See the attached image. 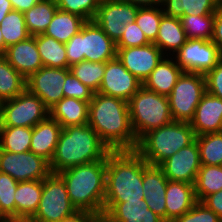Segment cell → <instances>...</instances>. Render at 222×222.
<instances>
[{"label":"cell","instance_id":"6da1fadb","mask_svg":"<svg viewBox=\"0 0 222 222\" xmlns=\"http://www.w3.org/2000/svg\"><path fill=\"white\" fill-rule=\"evenodd\" d=\"M88 124L110 151L136 150L138 140L131 127L127 101L94 93L89 102Z\"/></svg>","mask_w":222,"mask_h":222},{"label":"cell","instance_id":"7a4b0ae2","mask_svg":"<svg viewBox=\"0 0 222 222\" xmlns=\"http://www.w3.org/2000/svg\"><path fill=\"white\" fill-rule=\"evenodd\" d=\"M110 149L102 142L97 132L89 125H74L63 128L49 163L51 173L107 159Z\"/></svg>","mask_w":222,"mask_h":222},{"label":"cell","instance_id":"3957f363","mask_svg":"<svg viewBox=\"0 0 222 222\" xmlns=\"http://www.w3.org/2000/svg\"><path fill=\"white\" fill-rule=\"evenodd\" d=\"M143 160L136 150L110 151L107 154L104 203L144 199Z\"/></svg>","mask_w":222,"mask_h":222},{"label":"cell","instance_id":"277c9868","mask_svg":"<svg viewBox=\"0 0 222 222\" xmlns=\"http://www.w3.org/2000/svg\"><path fill=\"white\" fill-rule=\"evenodd\" d=\"M77 210L103 214L106 190V159L81 164L58 173Z\"/></svg>","mask_w":222,"mask_h":222},{"label":"cell","instance_id":"5b68a950","mask_svg":"<svg viewBox=\"0 0 222 222\" xmlns=\"http://www.w3.org/2000/svg\"><path fill=\"white\" fill-rule=\"evenodd\" d=\"M195 139L190 122L172 121L144 134L138 140L136 151L149 165L159 166L178 150L192 144Z\"/></svg>","mask_w":222,"mask_h":222},{"label":"cell","instance_id":"8992f818","mask_svg":"<svg viewBox=\"0 0 222 222\" xmlns=\"http://www.w3.org/2000/svg\"><path fill=\"white\" fill-rule=\"evenodd\" d=\"M68 68L81 61L107 62L117 57L116 43L93 20L65 43Z\"/></svg>","mask_w":222,"mask_h":222},{"label":"cell","instance_id":"52a82bcc","mask_svg":"<svg viewBox=\"0 0 222 222\" xmlns=\"http://www.w3.org/2000/svg\"><path fill=\"white\" fill-rule=\"evenodd\" d=\"M130 122L137 140L148 131L173 121L168 98L143 86L128 101Z\"/></svg>","mask_w":222,"mask_h":222},{"label":"cell","instance_id":"ba28073f","mask_svg":"<svg viewBox=\"0 0 222 222\" xmlns=\"http://www.w3.org/2000/svg\"><path fill=\"white\" fill-rule=\"evenodd\" d=\"M205 92L204 74L183 72L167 96L173 121L190 122Z\"/></svg>","mask_w":222,"mask_h":222},{"label":"cell","instance_id":"9c48e42d","mask_svg":"<svg viewBox=\"0 0 222 222\" xmlns=\"http://www.w3.org/2000/svg\"><path fill=\"white\" fill-rule=\"evenodd\" d=\"M78 211L71 203L63 178L50 173L43 179L37 212L28 222H57Z\"/></svg>","mask_w":222,"mask_h":222},{"label":"cell","instance_id":"30bf717a","mask_svg":"<svg viewBox=\"0 0 222 222\" xmlns=\"http://www.w3.org/2000/svg\"><path fill=\"white\" fill-rule=\"evenodd\" d=\"M49 116L43 101L27 90L13 99L0 102V126L31 127Z\"/></svg>","mask_w":222,"mask_h":222},{"label":"cell","instance_id":"8fae6325","mask_svg":"<svg viewBox=\"0 0 222 222\" xmlns=\"http://www.w3.org/2000/svg\"><path fill=\"white\" fill-rule=\"evenodd\" d=\"M172 56L183 72L206 74L222 58V53L212 40L188 39Z\"/></svg>","mask_w":222,"mask_h":222},{"label":"cell","instance_id":"7c38bea8","mask_svg":"<svg viewBox=\"0 0 222 222\" xmlns=\"http://www.w3.org/2000/svg\"><path fill=\"white\" fill-rule=\"evenodd\" d=\"M0 172L20 182L43 180L51 170L47 160L31 151L13 153L0 149Z\"/></svg>","mask_w":222,"mask_h":222},{"label":"cell","instance_id":"4fadbf2b","mask_svg":"<svg viewBox=\"0 0 222 222\" xmlns=\"http://www.w3.org/2000/svg\"><path fill=\"white\" fill-rule=\"evenodd\" d=\"M70 68L43 66L26 79V90L38 96L50 109L64 97L63 85Z\"/></svg>","mask_w":222,"mask_h":222},{"label":"cell","instance_id":"5bb4252c","mask_svg":"<svg viewBox=\"0 0 222 222\" xmlns=\"http://www.w3.org/2000/svg\"><path fill=\"white\" fill-rule=\"evenodd\" d=\"M139 7L123 0L101 2L93 21L117 43L127 23L135 22Z\"/></svg>","mask_w":222,"mask_h":222},{"label":"cell","instance_id":"9a60e30c","mask_svg":"<svg viewBox=\"0 0 222 222\" xmlns=\"http://www.w3.org/2000/svg\"><path fill=\"white\" fill-rule=\"evenodd\" d=\"M142 87V82L131 74L115 57L106 62L104 77L97 93L129 101Z\"/></svg>","mask_w":222,"mask_h":222},{"label":"cell","instance_id":"2e32d148","mask_svg":"<svg viewBox=\"0 0 222 222\" xmlns=\"http://www.w3.org/2000/svg\"><path fill=\"white\" fill-rule=\"evenodd\" d=\"M201 166L200 152L196 140L189 146L178 150L159 165L168 180L189 184L195 183Z\"/></svg>","mask_w":222,"mask_h":222},{"label":"cell","instance_id":"e0dca14e","mask_svg":"<svg viewBox=\"0 0 222 222\" xmlns=\"http://www.w3.org/2000/svg\"><path fill=\"white\" fill-rule=\"evenodd\" d=\"M164 57L165 55L154 43L117 48V58L142 83L150 76L153 69Z\"/></svg>","mask_w":222,"mask_h":222},{"label":"cell","instance_id":"ac0fdd59","mask_svg":"<svg viewBox=\"0 0 222 222\" xmlns=\"http://www.w3.org/2000/svg\"><path fill=\"white\" fill-rule=\"evenodd\" d=\"M168 179L159 166L143 160V195L148 207L166 222V187Z\"/></svg>","mask_w":222,"mask_h":222},{"label":"cell","instance_id":"d6986e66","mask_svg":"<svg viewBox=\"0 0 222 222\" xmlns=\"http://www.w3.org/2000/svg\"><path fill=\"white\" fill-rule=\"evenodd\" d=\"M190 125L196 136L222 132V99L205 92Z\"/></svg>","mask_w":222,"mask_h":222},{"label":"cell","instance_id":"ffe728a7","mask_svg":"<svg viewBox=\"0 0 222 222\" xmlns=\"http://www.w3.org/2000/svg\"><path fill=\"white\" fill-rule=\"evenodd\" d=\"M3 55L25 79L43 67L35 36L8 46Z\"/></svg>","mask_w":222,"mask_h":222},{"label":"cell","instance_id":"44dd1931","mask_svg":"<svg viewBox=\"0 0 222 222\" xmlns=\"http://www.w3.org/2000/svg\"><path fill=\"white\" fill-rule=\"evenodd\" d=\"M103 214L112 222H165L149 209L144 199L104 203Z\"/></svg>","mask_w":222,"mask_h":222},{"label":"cell","instance_id":"7402d4cb","mask_svg":"<svg viewBox=\"0 0 222 222\" xmlns=\"http://www.w3.org/2000/svg\"><path fill=\"white\" fill-rule=\"evenodd\" d=\"M165 198L166 222H173L198 202L194 184L179 181L168 180Z\"/></svg>","mask_w":222,"mask_h":222},{"label":"cell","instance_id":"603a6c76","mask_svg":"<svg viewBox=\"0 0 222 222\" xmlns=\"http://www.w3.org/2000/svg\"><path fill=\"white\" fill-rule=\"evenodd\" d=\"M61 125L50 116L32 128L30 151L51 162L62 131Z\"/></svg>","mask_w":222,"mask_h":222},{"label":"cell","instance_id":"cb8c5ba5","mask_svg":"<svg viewBox=\"0 0 222 222\" xmlns=\"http://www.w3.org/2000/svg\"><path fill=\"white\" fill-rule=\"evenodd\" d=\"M182 73L183 70L173 56H165L144 80L142 86L147 90L168 96Z\"/></svg>","mask_w":222,"mask_h":222},{"label":"cell","instance_id":"d4e9b609","mask_svg":"<svg viewBox=\"0 0 222 222\" xmlns=\"http://www.w3.org/2000/svg\"><path fill=\"white\" fill-rule=\"evenodd\" d=\"M43 190V180L18 182L15 192V220L29 221L37 212Z\"/></svg>","mask_w":222,"mask_h":222},{"label":"cell","instance_id":"484cf974","mask_svg":"<svg viewBox=\"0 0 222 222\" xmlns=\"http://www.w3.org/2000/svg\"><path fill=\"white\" fill-rule=\"evenodd\" d=\"M89 102L63 97L49 109V116L56 120L62 128L88 124Z\"/></svg>","mask_w":222,"mask_h":222},{"label":"cell","instance_id":"4316f807","mask_svg":"<svg viewBox=\"0 0 222 222\" xmlns=\"http://www.w3.org/2000/svg\"><path fill=\"white\" fill-rule=\"evenodd\" d=\"M187 40L185 30L179 18L166 15L161 18L154 44L165 56L175 54Z\"/></svg>","mask_w":222,"mask_h":222},{"label":"cell","instance_id":"83f0119b","mask_svg":"<svg viewBox=\"0 0 222 222\" xmlns=\"http://www.w3.org/2000/svg\"><path fill=\"white\" fill-rule=\"evenodd\" d=\"M220 0H162L164 15L182 18L183 15L215 14L221 5Z\"/></svg>","mask_w":222,"mask_h":222},{"label":"cell","instance_id":"f1b7e54d","mask_svg":"<svg viewBox=\"0 0 222 222\" xmlns=\"http://www.w3.org/2000/svg\"><path fill=\"white\" fill-rule=\"evenodd\" d=\"M86 22L78 15L57 9L44 35L65 44L81 30Z\"/></svg>","mask_w":222,"mask_h":222},{"label":"cell","instance_id":"f546056e","mask_svg":"<svg viewBox=\"0 0 222 222\" xmlns=\"http://www.w3.org/2000/svg\"><path fill=\"white\" fill-rule=\"evenodd\" d=\"M57 9L56 0H40L26 11L25 25L30 35L44 34Z\"/></svg>","mask_w":222,"mask_h":222},{"label":"cell","instance_id":"4dcf8cb0","mask_svg":"<svg viewBox=\"0 0 222 222\" xmlns=\"http://www.w3.org/2000/svg\"><path fill=\"white\" fill-rule=\"evenodd\" d=\"M43 66L68 68L65 44L44 34L35 35Z\"/></svg>","mask_w":222,"mask_h":222},{"label":"cell","instance_id":"1f68e13d","mask_svg":"<svg viewBox=\"0 0 222 222\" xmlns=\"http://www.w3.org/2000/svg\"><path fill=\"white\" fill-rule=\"evenodd\" d=\"M26 90V79L0 54V102L13 99Z\"/></svg>","mask_w":222,"mask_h":222},{"label":"cell","instance_id":"d6a6232c","mask_svg":"<svg viewBox=\"0 0 222 222\" xmlns=\"http://www.w3.org/2000/svg\"><path fill=\"white\" fill-rule=\"evenodd\" d=\"M31 127L0 126V149L24 153L30 151Z\"/></svg>","mask_w":222,"mask_h":222},{"label":"cell","instance_id":"836d02e7","mask_svg":"<svg viewBox=\"0 0 222 222\" xmlns=\"http://www.w3.org/2000/svg\"><path fill=\"white\" fill-rule=\"evenodd\" d=\"M195 196L201 202L206 196L222 190V166L202 165L194 183Z\"/></svg>","mask_w":222,"mask_h":222},{"label":"cell","instance_id":"e575fe53","mask_svg":"<svg viewBox=\"0 0 222 222\" xmlns=\"http://www.w3.org/2000/svg\"><path fill=\"white\" fill-rule=\"evenodd\" d=\"M0 30L4 38V52L10 45L28 39L31 35L25 25L24 13L10 11L0 23Z\"/></svg>","mask_w":222,"mask_h":222},{"label":"cell","instance_id":"d590c367","mask_svg":"<svg viewBox=\"0 0 222 222\" xmlns=\"http://www.w3.org/2000/svg\"><path fill=\"white\" fill-rule=\"evenodd\" d=\"M180 20L187 39L212 40L215 14L183 15Z\"/></svg>","mask_w":222,"mask_h":222},{"label":"cell","instance_id":"8d00e7d4","mask_svg":"<svg viewBox=\"0 0 222 222\" xmlns=\"http://www.w3.org/2000/svg\"><path fill=\"white\" fill-rule=\"evenodd\" d=\"M106 62L81 61L70 67L74 74L85 86L97 93L104 77Z\"/></svg>","mask_w":222,"mask_h":222},{"label":"cell","instance_id":"74e56055","mask_svg":"<svg viewBox=\"0 0 222 222\" xmlns=\"http://www.w3.org/2000/svg\"><path fill=\"white\" fill-rule=\"evenodd\" d=\"M202 165H222V132L196 136Z\"/></svg>","mask_w":222,"mask_h":222},{"label":"cell","instance_id":"f35d334b","mask_svg":"<svg viewBox=\"0 0 222 222\" xmlns=\"http://www.w3.org/2000/svg\"><path fill=\"white\" fill-rule=\"evenodd\" d=\"M18 181L0 172V222L15 220V192Z\"/></svg>","mask_w":222,"mask_h":222},{"label":"cell","instance_id":"ab89813d","mask_svg":"<svg viewBox=\"0 0 222 222\" xmlns=\"http://www.w3.org/2000/svg\"><path fill=\"white\" fill-rule=\"evenodd\" d=\"M163 16L161 6L139 8L137 11L135 22L150 43H154L157 38L160 21Z\"/></svg>","mask_w":222,"mask_h":222},{"label":"cell","instance_id":"60d3db41","mask_svg":"<svg viewBox=\"0 0 222 222\" xmlns=\"http://www.w3.org/2000/svg\"><path fill=\"white\" fill-rule=\"evenodd\" d=\"M59 10L69 12L92 21L100 5L98 0H56Z\"/></svg>","mask_w":222,"mask_h":222},{"label":"cell","instance_id":"b9f144b4","mask_svg":"<svg viewBox=\"0 0 222 222\" xmlns=\"http://www.w3.org/2000/svg\"><path fill=\"white\" fill-rule=\"evenodd\" d=\"M64 97H73L82 101L90 102L94 92L85 86L73 73L66 75L63 85Z\"/></svg>","mask_w":222,"mask_h":222},{"label":"cell","instance_id":"7bdbcfd3","mask_svg":"<svg viewBox=\"0 0 222 222\" xmlns=\"http://www.w3.org/2000/svg\"><path fill=\"white\" fill-rule=\"evenodd\" d=\"M173 222H222V219L202 202H197L189 211Z\"/></svg>","mask_w":222,"mask_h":222},{"label":"cell","instance_id":"ee69618b","mask_svg":"<svg viewBox=\"0 0 222 222\" xmlns=\"http://www.w3.org/2000/svg\"><path fill=\"white\" fill-rule=\"evenodd\" d=\"M145 34L141 28L136 24L127 23L123 29V35L120 40L116 43L117 48H128L135 46H143L149 44Z\"/></svg>","mask_w":222,"mask_h":222},{"label":"cell","instance_id":"f6af8a7d","mask_svg":"<svg viewBox=\"0 0 222 222\" xmlns=\"http://www.w3.org/2000/svg\"><path fill=\"white\" fill-rule=\"evenodd\" d=\"M206 92L222 99V58L205 74Z\"/></svg>","mask_w":222,"mask_h":222},{"label":"cell","instance_id":"bcb514c9","mask_svg":"<svg viewBox=\"0 0 222 222\" xmlns=\"http://www.w3.org/2000/svg\"><path fill=\"white\" fill-rule=\"evenodd\" d=\"M201 202L222 219V190L206 196Z\"/></svg>","mask_w":222,"mask_h":222},{"label":"cell","instance_id":"7dc6e473","mask_svg":"<svg viewBox=\"0 0 222 222\" xmlns=\"http://www.w3.org/2000/svg\"><path fill=\"white\" fill-rule=\"evenodd\" d=\"M214 42L222 53V4L215 13L214 33L212 37Z\"/></svg>","mask_w":222,"mask_h":222},{"label":"cell","instance_id":"c3c4849f","mask_svg":"<svg viewBox=\"0 0 222 222\" xmlns=\"http://www.w3.org/2000/svg\"><path fill=\"white\" fill-rule=\"evenodd\" d=\"M96 216L93 212L78 210L74 214L57 222H92Z\"/></svg>","mask_w":222,"mask_h":222},{"label":"cell","instance_id":"681fc988","mask_svg":"<svg viewBox=\"0 0 222 222\" xmlns=\"http://www.w3.org/2000/svg\"><path fill=\"white\" fill-rule=\"evenodd\" d=\"M12 4L13 10L25 13L40 0H9Z\"/></svg>","mask_w":222,"mask_h":222},{"label":"cell","instance_id":"f907efd6","mask_svg":"<svg viewBox=\"0 0 222 222\" xmlns=\"http://www.w3.org/2000/svg\"><path fill=\"white\" fill-rule=\"evenodd\" d=\"M139 8L161 6L162 0H123Z\"/></svg>","mask_w":222,"mask_h":222},{"label":"cell","instance_id":"816d5d0a","mask_svg":"<svg viewBox=\"0 0 222 222\" xmlns=\"http://www.w3.org/2000/svg\"><path fill=\"white\" fill-rule=\"evenodd\" d=\"M13 10L12 4L9 0H0V23L5 16Z\"/></svg>","mask_w":222,"mask_h":222},{"label":"cell","instance_id":"f5cc1de1","mask_svg":"<svg viewBox=\"0 0 222 222\" xmlns=\"http://www.w3.org/2000/svg\"><path fill=\"white\" fill-rule=\"evenodd\" d=\"M92 222H112L104 214L97 215Z\"/></svg>","mask_w":222,"mask_h":222},{"label":"cell","instance_id":"db71d44e","mask_svg":"<svg viewBox=\"0 0 222 222\" xmlns=\"http://www.w3.org/2000/svg\"><path fill=\"white\" fill-rule=\"evenodd\" d=\"M4 53V38L0 30V54Z\"/></svg>","mask_w":222,"mask_h":222},{"label":"cell","instance_id":"11a10c76","mask_svg":"<svg viewBox=\"0 0 222 222\" xmlns=\"http://www.w3.org/2000/svg\"><path fill=\"white\" fill-rule=\"evenodd\" d=\"M1 222H28V221H17V220H5Z\"/></svg>","mask_w":222,"mask_h":222},{"label":"cell","instance_id":"9f6ffc18","mask_svg":"<svg viewBox=\"0 0 222 222\" xmlns=\"http://www.w3.org/2000/svg\"><path fill=\"white\" fill-rule=\"evenodd\" d=\"M100 3L105 1H118V0H98Z\"/></svg>","mask_w":222,"mask_h":222}]
</instances>
